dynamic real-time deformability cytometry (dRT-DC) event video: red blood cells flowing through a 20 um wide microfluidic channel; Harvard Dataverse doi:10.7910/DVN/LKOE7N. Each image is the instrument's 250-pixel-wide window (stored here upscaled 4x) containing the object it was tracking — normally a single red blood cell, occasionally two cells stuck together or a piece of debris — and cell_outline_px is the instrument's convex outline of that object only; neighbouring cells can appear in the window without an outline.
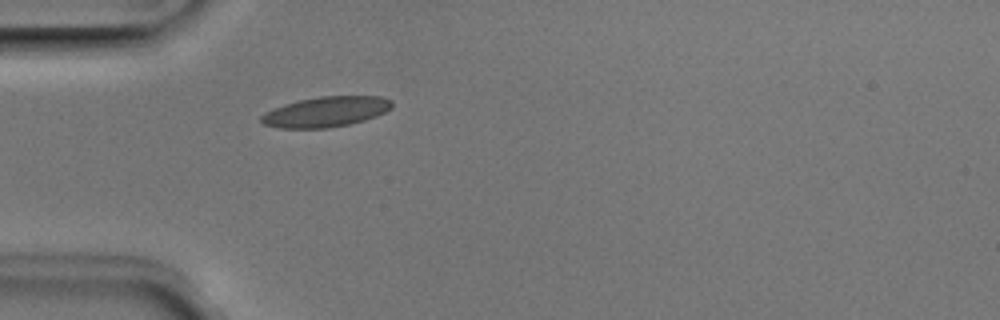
{"species": "Egyptian fruit bat (a non-hibernating species)", "species_latin": "Rousettus aegyptiacus", "temperature_condition": "room temperature", "stored_images_in_passage": 6, "camera_frame_rate_fps": 3000, "um_per_image_px": 0.085, "animal": {"sex": "male"}, "frame": {"image": 1, "passage_image": 6, "time_ms": 1.667, "image_size_px": [1000, 320], "cell_outline_px": [[392, 108], [376, 116], [364, 120], [348, 124], [328, 128], [280, 128], [264, 124], [260, 120], [260, 116], [264, 112], [284, 104], [300, 100], [320, 96], [380, 96], [392, 100]], "centroid_in_image_um": [27.69, 9.5], "position_along_channel_um": 57.3, "area_um2": 23.0}}